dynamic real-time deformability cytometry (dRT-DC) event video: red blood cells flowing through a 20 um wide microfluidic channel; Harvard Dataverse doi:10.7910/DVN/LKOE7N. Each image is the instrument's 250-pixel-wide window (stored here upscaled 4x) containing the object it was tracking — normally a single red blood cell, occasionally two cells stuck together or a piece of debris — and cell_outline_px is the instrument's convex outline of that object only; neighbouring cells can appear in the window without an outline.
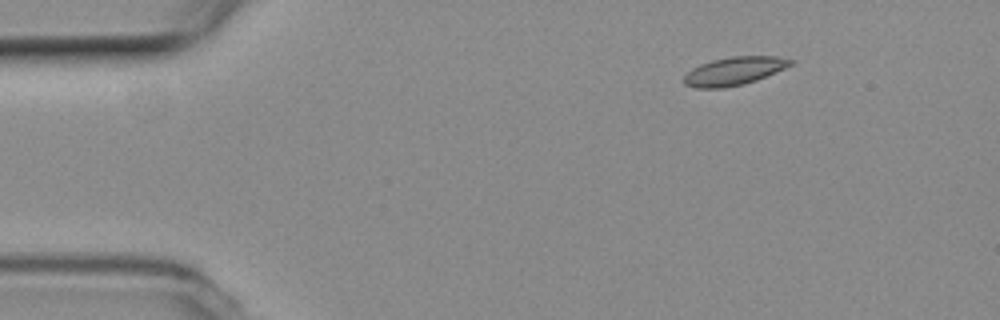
{"species": "common noctule bat (a hibernating species)", "species_latin": "Nyctalus noctula", "temperature_condition": "room temperature", "stored_images_in_passage": 11, "camera_frame_rate_fps": 3000, "um_per_image_px": 0.085, "animal": {"sex": "female", "body_mass_g": 19.3, "forearm_length_mm": 54.1}, "frame": {"image": 1, "passage_image": 1, "time_ms": 0.0, "image_size_px": [1000, 320], "cell_outline_px": [[796, 60], [792, 64], [784, 68], [756, 80], [744, 84], [724, 88], [696, 88], [684, 84], [684, 76], [692, 68], [700, 64], [712, 60], [732, 56], [776, 56]], "centroid_in_image_um": [62.39, 6.03], "position_along_channel_um": 22.6, "area_um2": 17.46}}
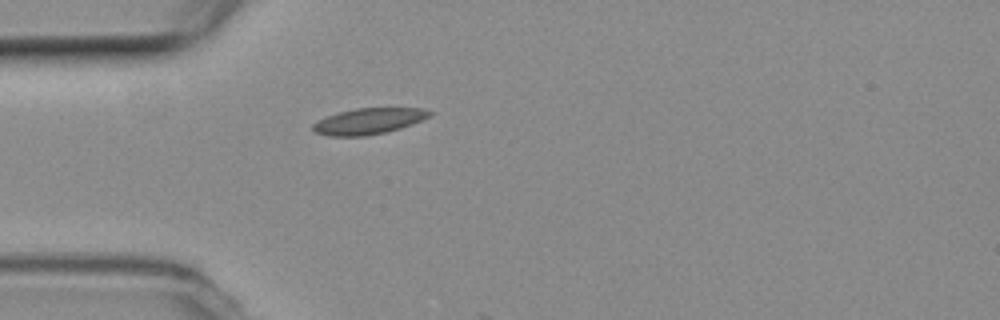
{"frame": {"image": 2, "passage_image": 9, "time_ms": 2.667, "image_size_px": [1000, 320], "cell_outline_px": [[432, 116], [412, 124], [400, 128], [384, 132], [364, 136], [328, 136], [316, 132], [312, 128], [312, 124], [328, 116], [340, 112], [356, 108], [420, 108], [432, 112]], "centroid_in_image_um": [31.36, 10.3], "position_along_channel_um": 53.6, "area_um2": 17.46}}